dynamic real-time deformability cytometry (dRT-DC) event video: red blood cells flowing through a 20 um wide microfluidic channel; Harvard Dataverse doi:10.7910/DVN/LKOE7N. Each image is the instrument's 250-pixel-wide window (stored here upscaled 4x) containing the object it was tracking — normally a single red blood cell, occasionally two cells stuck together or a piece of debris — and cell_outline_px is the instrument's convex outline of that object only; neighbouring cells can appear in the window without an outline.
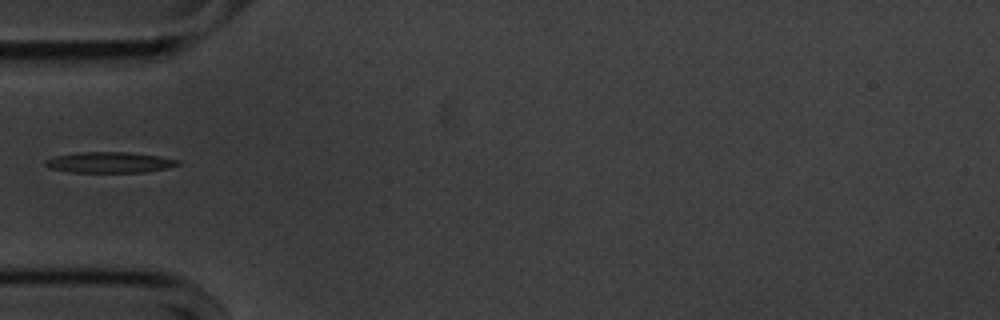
{"species": "common noctule bat (a hibernating species)", "species_latin": "Nyctalus noctula", "temperature_condition": "cold", "stored_images_in_passage": 38, "camera_frame_rate_fps": 3000, "um_per_image_px": 0.085, "animal": {"sex": "male", "body_mass_g": 20.1, "forearm_length_mm": 53.5}, "frame": {"image": 1, "passage_image": 1, "time_ms": 0.0, "image_size_px": [1000, 320], "cell_outline_px": [[180, 164], [168, 168], [144, 172], [72, 172], [48, 168], [44, 164], [44, 160], [56, 156], [76, 152], [128, 152], [160, 156], [180, 160]], "centroid_in_image_um": [9.31, 13.8], "position_along_channel_um": 75.7, "area_um2": 16.13}}
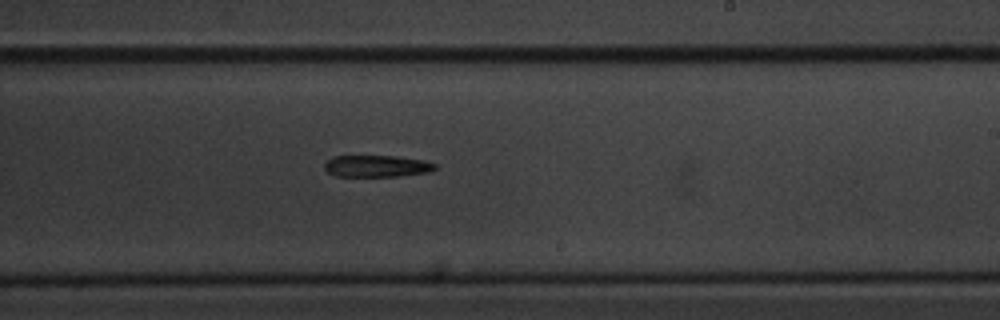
{"frame": {"image": 2, "passage_image": 16, "time_ms": 5.0, "image_size_px": [1000, 320], "cell_outline_px": [[436, 168], [428, 172], [400, 176], [336, 176], [328, 172], [324, 168], [324, 164], [332, 156], [396, 156], [424, 160], [436, 164]], "centroid_in_image_um": [32.02, 14.11], "position_along_channel_um": 257.0, "area_um2": 13.99}}
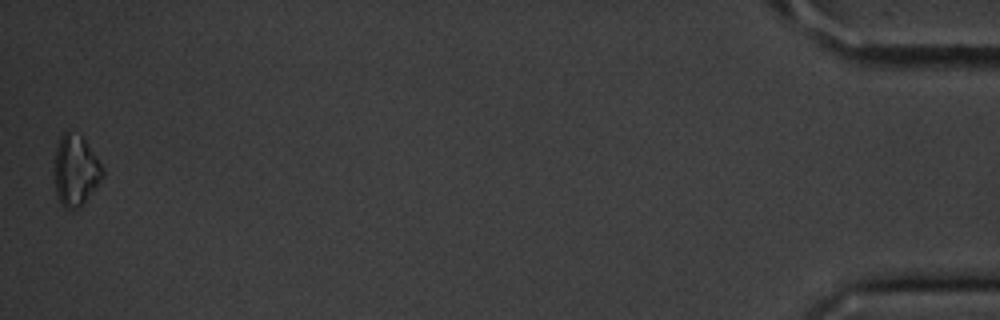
{"frame": {"image": 3, "passage_image": 38, "time_ms": 12.333, "image_size_px": [1000, 320], "cell_outline_px": [[104, 176], [84, 204], [80, 208], [64, 208], [60, 204], [56, 192], [52, 172], [52, 168], [56, 148], [60, 136], [64, 132], [68, 132], [80, 136], [84, 140], [104, 168]], "centroid_in_image_um": [6.39, 14.54], "position_along_channel_um": 428.8, "area_um2": 20.17}}